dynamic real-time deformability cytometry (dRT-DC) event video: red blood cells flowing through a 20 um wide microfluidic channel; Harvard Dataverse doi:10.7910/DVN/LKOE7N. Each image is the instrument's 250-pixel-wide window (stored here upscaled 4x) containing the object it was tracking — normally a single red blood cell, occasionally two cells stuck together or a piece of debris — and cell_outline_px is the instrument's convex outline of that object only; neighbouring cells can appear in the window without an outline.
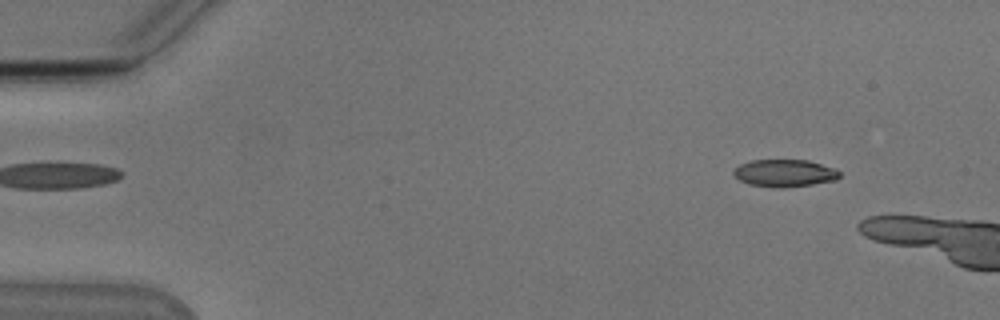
{"species": "Egyptian fruit bat (a non-hibernating species)", "species_latin": "Rousettus aegyptiacus", "temperature_condition": "cold", "stored_images_in_passage": 8, "camera_frame_rate_fps": 3000, "um_per_image_px": 0.085, "animal": {"sex": "male"}, "frame": {"image": 1, "passage_image": 5, "time_ms": 1.333, "image_size_px": [1000, 320], "cell_outline_px": [[840, 176], [836, 180], [812, 184], [784, 188], [780, 188], [748, 184], [740, 180], [732, 172], [740, 164], [752, 160], [808, 160], [836, 168], [840, 172]], "centroid_in_image_um": [66.72, 14.71], "position_along_channel_um": 18.3, "area_um2": 16.88}}